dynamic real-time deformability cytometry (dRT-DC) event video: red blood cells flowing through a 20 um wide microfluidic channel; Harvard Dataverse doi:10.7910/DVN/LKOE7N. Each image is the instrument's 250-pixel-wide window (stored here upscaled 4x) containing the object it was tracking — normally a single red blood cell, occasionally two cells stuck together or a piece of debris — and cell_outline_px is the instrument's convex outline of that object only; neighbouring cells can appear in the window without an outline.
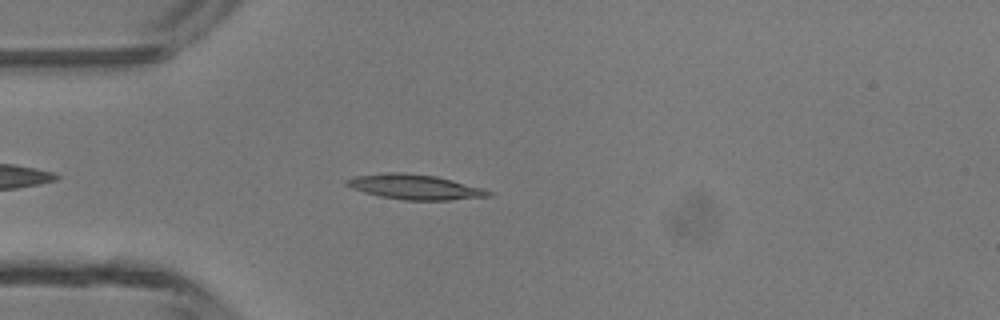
{"species": "common noctule bat (a hibernating species)", "species_latin": "Nyctalus noctula", "temperature_condition": "room temperature", "stored_images_in_passage": 39, "camera_frame_rate_fps": 3000, "um_per_image_px": 0.085, "animal": {"sex": "male", "body_mass_g": 13.3}, "frame": {"image": 1, "passage_image": 5, "time_ms": 1.333, "image_size_px": [1000, 320], "cell_outline_px": [[492, 196], [448, 200], [404, 200], [380, 196], [364, 192], [352, 188], [344, 184], [344, 180], [356, 176], [380, 172], [400, 172], [436, 176], [484, 188], [492, 192]], "centroid_in_image_um": [35.24, 15.88], "position_along_channel_um": 49.8, "area_um2": 20.69}}
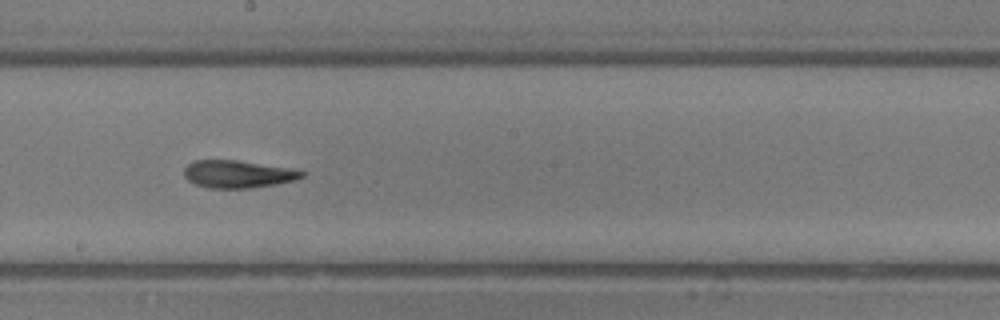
{"frame": {"image": 2, "passage_image": 18, "time_ms": 5.667, "image_size_px": [1000, 320], "cell_outline_px": [[308, 172], [304, 176], [296, 180], [276, 184], [248, 188], [208, 188], [196, 184], [188, 180], [184, 176], [184, 168], [188, 164], [196, 160], [236, 160], [300, 168]], "centroid_in_image_um": [20.33, 14.78], "position_along_channel_um": 227.9, "area_um2": 19.31}}
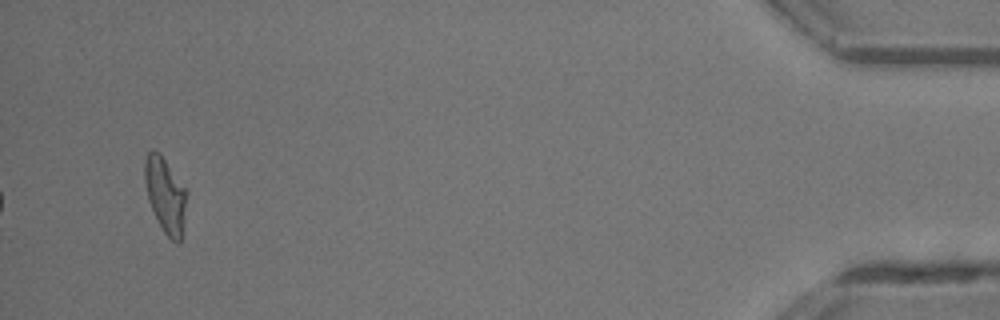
{"frame": {"image": 3, "passage_image": 37, "time_ms": 12.0, "image_size_px": [1000, 320], "cell_outline_px": [[188, 192], [184, 220], [180, 240], [176, 244], [164, 232], [148, 200], [144, 180], [144, 160], [148, 152], [152, 148], [160, 152], [188, 188]], "centroid_in_image_um": [14.07, 16.49], "position_along_channel_um": 421.1, "area_um2": 18.79}, "authors_computed_cell_mechanics": {"area_um2": 19.074, "velocity_mm_per_s": 4.373, "shape_relaxation_time_tau1_ms": 6.4305, "shape_relaxation_time_tau2_ms": 3.1096, "deformation_change_tau1": 0.2059, "deformation_change_tau2": 0.1246}}